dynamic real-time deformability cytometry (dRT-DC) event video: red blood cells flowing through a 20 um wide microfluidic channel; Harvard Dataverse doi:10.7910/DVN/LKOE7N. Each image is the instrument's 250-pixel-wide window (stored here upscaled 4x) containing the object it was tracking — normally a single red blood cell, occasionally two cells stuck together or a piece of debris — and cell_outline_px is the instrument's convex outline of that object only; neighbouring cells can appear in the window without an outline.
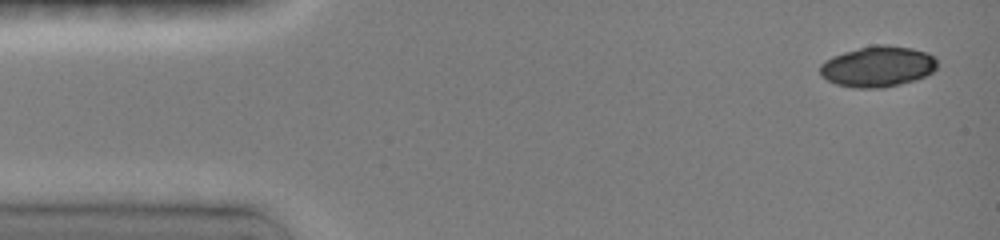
{"species": "common noctule bat (a hibernating species)", "species_latin": "Nyctalus noctula", "temperature_condition": "room temperature", "stored_images_in_passage": 30, "camera_frame_rate_fps": 3000, "um_per_image_px": 0.085, "animal": {"sex": "female", "body_mass_g": 19.0, "forearm_length_mm": 51.5}, "frame": {"image": 1, "passage_image": 1, "time_ms": 0.0, "image_size_px": [1000, 240], "cell_outline_px": [[936, 68], [932, 72], [916, 80], [884, 88], [856, 88], [836, 84], [820, 76], [820, 64], [824, 60], [832, 56], [844, 52], [872, 44], [888, 44], [912, 48], [928, 52], [936, 60]], "centroid_in_image_um": [74.59, 5.64], "position_along_channel_um": 10.4, "area_um2": 28.09}}
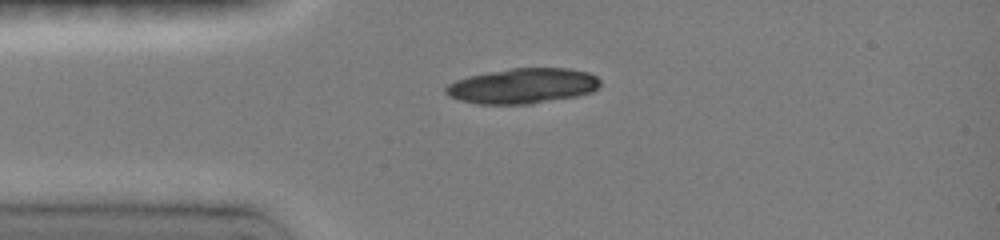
{"frame": {"image": 2, "passage_image": 7, "time_ms": 3.0, "image_size_px": [1000, 240], "cell_outline_px": [[600, 88], [592, 92], [576, 96], [532, 104], [476, 104], [460, 100], [448, 96], [444, 92], [444, 88], [448, 84], [456, 80], [468, 76], [512, 68], [568, 68], [588, 72], [596, 76], [600, 80]], "centroid_in_image_um": [44.43, 7.31], "position_along_channel_um": 40.6, "area_um2": 31.91}}
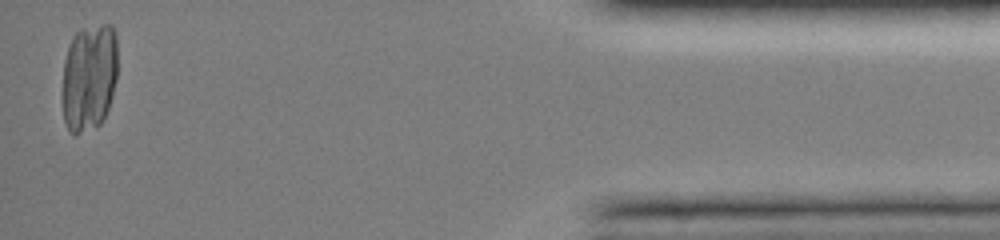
{"frame": {"image": 3, "passage_image": 30, "time_ms": 14.667, "image_size_px": [1000, 240], "cell_outline_px": [[116, 76], [108, 108], [100, 124], [76, 136], [72, 136], [64, 120], [64, 60], [72, 36], [80, 28], [100, 24], [112, 24], [116, 32]], "centroid_in_image_um": [7.58, 6.53], "position_along_channel_um": 427.6, "area_um2": 34.62}}